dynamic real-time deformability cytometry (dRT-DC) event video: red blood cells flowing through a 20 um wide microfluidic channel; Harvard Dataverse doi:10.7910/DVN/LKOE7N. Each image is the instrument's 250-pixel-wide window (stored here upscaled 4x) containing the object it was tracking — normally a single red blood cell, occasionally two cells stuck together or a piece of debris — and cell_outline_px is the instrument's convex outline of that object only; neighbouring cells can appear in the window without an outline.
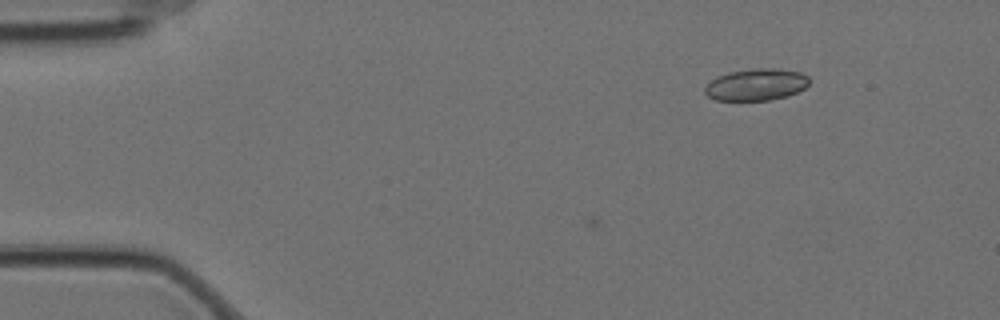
{"species": "Egyptian fruit bat (a non-hibernating species)", "species_latin": "Rousettus aegyptiacus", "temperature_condition": "cold", "stored_images_in_passage": 4, "camera_frame_rate_fps": 3000, "um_per_image_px": 0.085, "animal": {"sex": "female"}, "frame": {"image": 1, "passage_image": 4, "time_ms": 1.0, "image_size_px": [1000, 320], "cell_outline_px": [[808, 84], [804, 88], [788, 96], [768, 100], [716, 100], [708, 96], [704, 92], [704, 88], [716, 76], [728, 72], [756, 68], [776, 68], [800, 72], [808, 76]], "centroid_in_image_um": [64.27, 7.18], "position_along_channel_um": 20.7, "area_um2": 19.31}}